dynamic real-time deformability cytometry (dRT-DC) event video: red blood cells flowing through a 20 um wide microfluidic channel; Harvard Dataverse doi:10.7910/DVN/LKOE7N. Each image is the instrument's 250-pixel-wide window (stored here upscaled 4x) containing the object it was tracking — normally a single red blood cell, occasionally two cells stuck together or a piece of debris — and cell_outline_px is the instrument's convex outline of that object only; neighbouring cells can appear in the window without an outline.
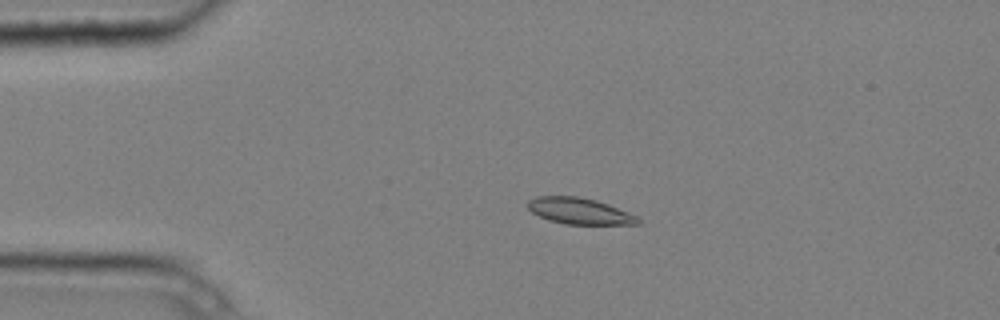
{"species": "common noctule bat (a hibernating species)", "species_latin": "Nyctalus noctula", "temperature_condition": "cold", "stored_images_in_passage": 3, "camera_frame_rate_fps": 3000, "um_per_image_px": 0.085, "animal": {"sex": "male", "body_mass_g": 20.4}, "frame": {"image": 1, "passage_image": 2, "time_ms": 0.333, "image_size_px": [1000, 320], "cell_outline_px": [[640, 224], [564, 224], [548, 220], [532, 212], [524, 204], [528, 200], [536, 196], [576, 196], [596, 200], [608, 204], [628, 212], [636, 216], [640, 220]], "centroid_in_image_um": [49.21, 17.93], "position_along_channel_um": 35.8, "area_um2": 16.88}}